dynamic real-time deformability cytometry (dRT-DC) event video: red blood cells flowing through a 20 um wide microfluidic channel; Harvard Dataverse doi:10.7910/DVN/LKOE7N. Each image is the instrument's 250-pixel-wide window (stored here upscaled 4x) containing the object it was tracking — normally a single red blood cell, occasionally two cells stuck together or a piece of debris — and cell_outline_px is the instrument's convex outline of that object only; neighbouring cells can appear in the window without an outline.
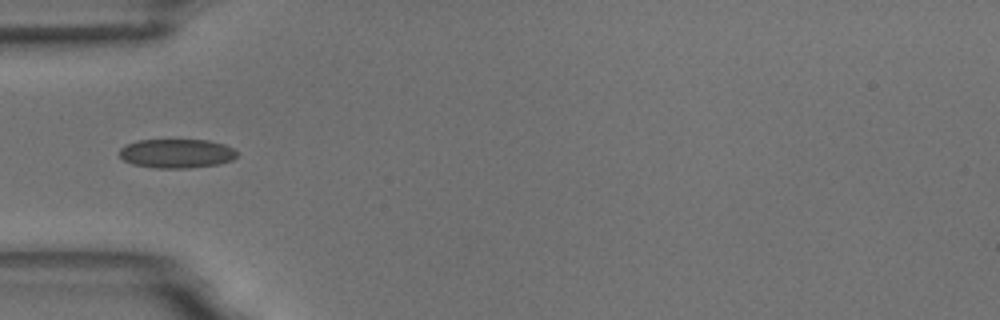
{"species": "common noctule bat (a hibernating species)", "species_latin": "Nyctalus noctula", "temperature_condition": "room temperature", "stored_images_in_passage": 37, "camera_frame_rate_fps": 3000, "um_per_image_px": 0.085, "animal": {"sex": "male", "body_mass_g": 18.8}, "frame": {"image": 1, "passage_image": 1, "time_ms": 0.0, "image_size_px": [1000, 320], "cell_outline_px": [[236, 156], [232, 160], [220, 164], [188, 168], [156, 168], [132, 164], [124, 160], [120, 156], [120, 148], [136, 140], [208, 140], [224, 144], [232, 148], [236, 152]], "centroid_in_image_um": [15.01, 13.05], "position_along_channel_um": 70.0, "area_um2": 19.88}}
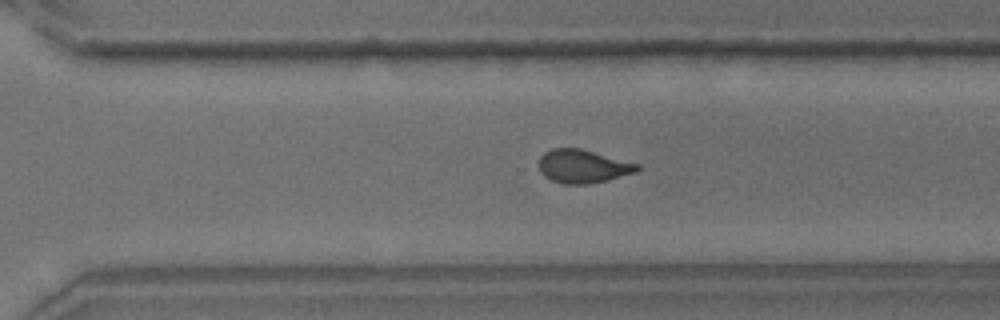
{"frame": {"image": 2, "passage_image": 21, "time_ms": 6.667, "image_size_px": [1000, 320], "cell_outline_px": [[640, 168], [636, 172], [608, 180], [588, 184], [564, 184], [552, 180], [544, 176], [540, 172], [540, 156], [544, 152], [552, 148], [580, 148], [640, 164]], "centroid_in_image_um": [49.55, 14.13], "position_along_channel_um": 321.0, "area_um2": 19.13}}
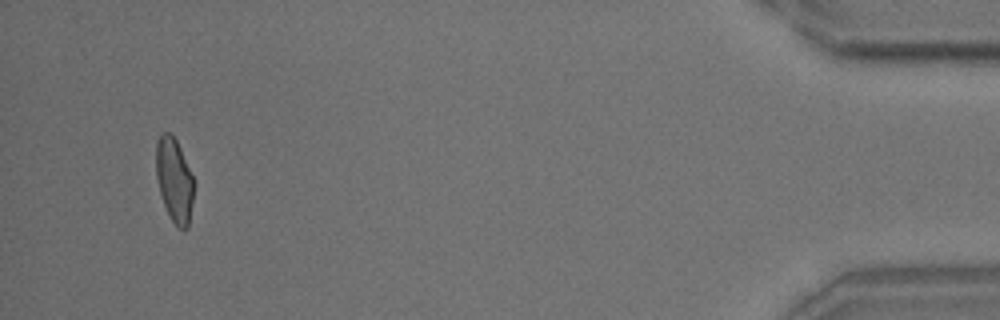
{"frame": {"image": 3, "passage_image": 35, "time_ms": 11.333, "image_size_px": [1000, 320], "cell_outline_px": [[196, 180], [188, 228], [176, 228], [164, 204], [160, 192], [156, 176], [156, 144], [160, 132], [172, 132]], "centroid_in_image_um": [14.84, 15.27], "position_along_channel_um": 420.4, "area_um2": 18.84}, "authors_computed_cell_mechanics": {"area_um2": 19.363, "velocity_mm_per_s": 3.7516, "shape_relaxation_time_tau1_ms": 9.246, "shape_relaxation_time_tau2_ms": 1.5312, "deformation_change_tau1": 0.1738, "deformation_change_tau2": 0.0539}}